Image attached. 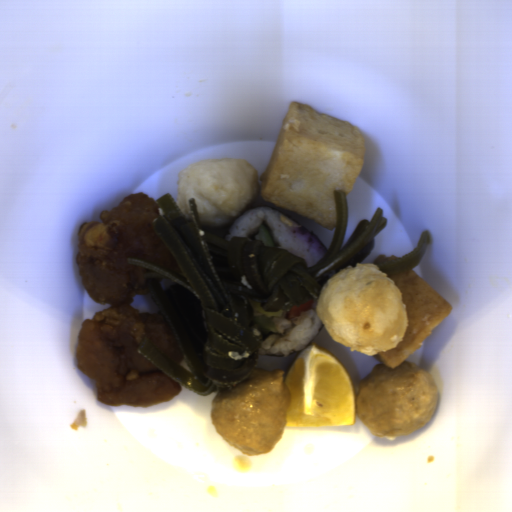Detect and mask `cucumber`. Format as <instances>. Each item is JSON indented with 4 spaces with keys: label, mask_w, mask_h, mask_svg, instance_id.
I'll use <instances>...</instances> for the list:
<instances>
[{
    "label": "cucumber",
    "mask_w": 512,
    "mask_h": 512,
    "mask_svg": "<svg viewBox=\"0 0 512 512\" xmlns=\"http://www.w3.org/2000/svg\"><path fill=\"white\" fill-rule=\"evenodd\" d=\"M248 301L253 307V323L260 326L262 336L276 335L277 330L274 320L283 315V310L267 311L262 309L260 303L251 300Z\"/></svg>",
    "instance_id": "8b760119"
},
{
    "label": "cucumber",
    "mask_w": 512,
    "mask_h": 512,
    "mask_svg": "<svg viewBox=\"0 0 512 512\" xmlns=\"http://www.w3.org/2000/svg\"><path fill=\"white\" fill-rule=\"evenodd\" d=\"M251 239H259L261 240L266 246H276V241L273 237L271 228L269 225H267L265 222L257 229V231L252 234L249 238Z\"/></svg>",
    "instance_id": "586b57bf"
}]
</instances>
